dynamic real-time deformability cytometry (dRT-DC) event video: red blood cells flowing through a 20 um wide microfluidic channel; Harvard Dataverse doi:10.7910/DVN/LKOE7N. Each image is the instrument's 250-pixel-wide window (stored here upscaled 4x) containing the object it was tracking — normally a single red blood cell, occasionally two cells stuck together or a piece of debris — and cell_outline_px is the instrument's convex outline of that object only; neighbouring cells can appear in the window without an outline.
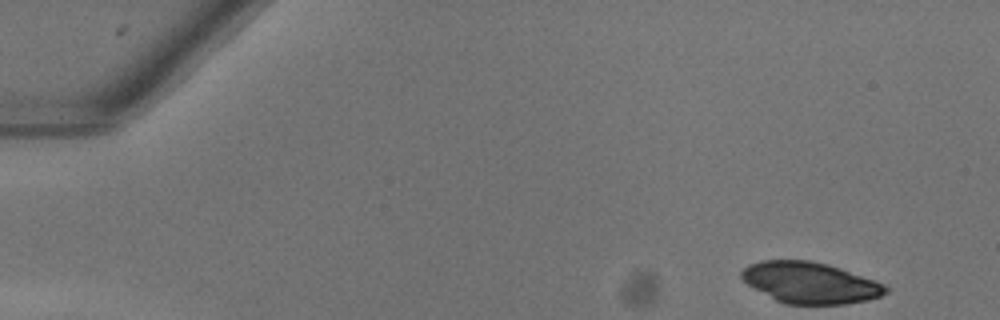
{"species": "common noctule bat (a hibernating species)", "species_latin": "Nyctalus noctula", "temperature_condition": "warm", "stored_images_in_passage": 48, "camera_frame_rate_fps": 3000, "um_per_image_px": 0.085, "animal": {"sex": "female"}, "frame": {"image": 1, "passage_image": 1, "time_ms": 0.0, "image_size_px": [1000, 320], "cell_outline_px": [[888, 292], [880, 296], [868, 300], [848, 304], [784, 304], [776, 300], [748, 284], [740, 276], [740, 272], [748, 264], [760, 260], [808, 260], [828, 264], [840, 268], [884, 284], [888, 288]], "centroid_in_image_um": [68.85, 24.03], "position_along_channel_um": 16.1, "area_um2": 34.45}}